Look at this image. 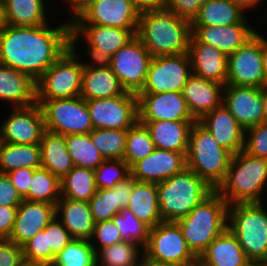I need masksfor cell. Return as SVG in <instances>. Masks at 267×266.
Instances as JSON below:
<instances>
[{
    "mask_svg": "<svg viewBox=\"0 0 267 266\" xmlns=\"http://www.w3.org/2000/svg\"><path fill=\"white\" fill-rule=\"evenodd\" d=\"M4 25L0 29V64L37 81L71 46V24L56 28Z\"/></svg>",
    "mask_w": 267,
    "mask_h": 266,
    "instance_id": "cell-1",
    "label": "cell"
},
{
    "mask_svg": "<svg viewBox=\"0 0 267 266\" xmlns=\"http://www.w3.org/2000/svg\"><path fill=\"white\" fill-rule=\"evenodd\" d=\"M136 36L153 57L188 53L191 21L166 8L140 13Z\"/></svg>",
    "mask_w": 267,
    "mask_h": 266,
    "instance_id": "cell-2",
    "label": "cell"
},
{
    "mask_svg": "<svg viewBox=\"0 0 267 266\" xmlns=\"http://www.w3.org/2000/svg\"><path fill=\"white\" fill-rule=\"evenodd\" d=\"M228 207L229 204L214 190L186 217L176 221L196 256H200L228 228Z\"/></svg>",
    "mask_w": 267,
    "mask_h": 266,
    "instance_id": "cell-3",
    "label": "cell"
},
{
    "mask_svg": "<svg viewBox=\"0 0 267 266\" xmlns=\"http://www.w3.org/2000/svg\"><path fill=\"white\" fill-rule=\"evenodd\" d=\"M267 182V159L244 150L233 155L224 181L216 191L229 204L262 203L261 193Z\"/></svg>",
    "mask_w": 267,
    "mask_h": 266,
    "instance_id": "cell-4",
    "label": "cell"
},
{
    "mask_svg": "<svg viewBox=\"0 0 267 266\" xmlns=\"http://www.w3.org/2000/svg\"><path fill=\"white\" fill-rule=\"evenodd\" d=\"M159 212L162 221L176 222L186 217L212 189L189 168L157 183Z\"/></svg>",
    "mask_w": 267,
    "mask_h": 266,
    "instance_id": "cell-5",
    "label": "cell"
},
{
    "mask_svg": "<svg viewBox=\"0 0 267 266\" xmlns=\"http://www.w3.org/2000/svg\"><path fill=\"white\" fill-rule=\"evenodd\" d=\"M232 157L233 154L219 146L206 127L199 121L193 123L186 154L187 168L216 190L225 179Z\"/></svg>",
    "mask_w": 267,
    "mask_h": 266,
    "instance_id": "cell-6",
    "label": "cell"
},
{
    "mask_svg": "<svg viewBox=\"0 0 267 266\" xmlns=\"http://www.w3.org/2000/svg\"><path fill=\"white\" fill-rule=\"evenodd\" d=\"M228 228L237 237L247 259L267 258V212L262 203H236L228 207Z\"/></svg>",
    "mask_w": 267,
    "mask_h": 266,
    "instance_id": "cell-7",
    "label": "cell"
},
{
    "mask_svg": "<svg viewBox=\"0 0 267 266\" xmlns=\"http://www.w3.org/2000/svg\"><path fill=\"white\" fill-rule=\"evenodd\" d=\"M76 46H70L36 81V100L78 97L84 72Z\"/></svg>",
    "mask_w": 267,
    "mask_h": 266,
    "instance_id": "cell-8",
    "label": "cell"
},
{
    "mask_svg": "<svg viewBox=\"0 0 267 266\" xmlns=\"http://www.w3.org/2000/svg\"><path fill=\"white\" fill-rule=\"evenodd\" d=\"M36 101L43 112L46 130L66 136L87 134L94 129L86 100L81 96Z\"/></svg>",
    "mask_w": 267,
    "mask_h": 266,
    "instance_id": "cell-9",
    "label": "cell"
},
{
    "mask_svg": "<svg viewBox=\"0 0 267 266\" xmlns=\"http://www.w3.org/2000/svg\"><path fill=\"white\" fill-rule=\"evenodd\" d=\"M152 58L141 40L135 36L106 63L118 77L122 88L138 95L145 85Z\"/></svg>",
    "mask_w": 267,
    "mask_h": 266,
    "instance_id": "cell-10",
    "label": "cell"
},
{
    "mask_svg": "<svg viewBox=\"0 0 267 266\" xmlns=\"http://www.w3.org/2000/svg\"><path fill=\"white\" fill-rule=\"evenodd\" d=\"M143 251L149 258L172 266L196 257L176 222L162 221L151 228Z\"/></svg>",
    "mask_w": 267,
    "mask_h": 266,
    "instance_id": "cell-11",
    "label": "cell"
},
{
    "mask_svg": "<svg viewBox=\"0 0 267 266\" xmlns=\"http://www.w3.org/2000/svg\"><path fill=\"white\" fill-rule=\"evenodd\" d=\"M226 84L260 88L266 81L262 56V36L256 33L228 56Z\"/></svg>",
    "mask_w": 267,
    "mask_h": 266,
    "instance_id": "cell-12",
    "label": "cell"
},
{
    "mask_svg": "<svg viewBox=\"0 0 267 266\" xmlns=\"http://www.w3.org/2000/svg\"><path fill=\"white\" fill-rule=\"evenodd\" d=\"M94 129H129L138 121V96L122 95L86 100Z\"/></svg>",
    "mask_w": 267,
    "mask_h": 266,
    "instance_id": "cell-13",
    "label": "cell"
},
{
    "mask_svg": "<svg viewBox=\"0 0 267 266\" xmlns=\"http://www.w3.org/2000/svg\"><path fill=\"white\" fill-rule=\"evenodd\" d=\"M136 34L137 29H119L93 24H71V45L75 46L80 35L85 37L87 44H89L86 53L91 55L93 62L106 63Z\"/></svg>",
    "mask_w": 267,
    "mask_h": 266,
    "instance_id": "cell-14",
    "label": "cell"
},
{
    "mask_svg": "<svg viewBox=\"0 0 267 266\" xmlns=\"http://www.w3.org/2000/svg\"><path fill=\"white\" fill-rule=\"evenodd\" d=\"M192 74L188 53L153 57L140 93L182 92Z\"/></svg>",
    "mask_w": 267,
    "mask_h": 266,
    "instance_id": "cell-15",
    "label": "cell"
},
{
    "mask_svg": "<svg viewBox=\"0 0 267 266\" xmlns=\"http://www.w3.org/2000/svg\"><path fill=\"white\" fill-rule=\"evenodd\" d=\"M0 127V141L12 144H38L46 130L43 112L36 102L17 107Z\"/></svg>",
    "mask_w": 267,
    "mask_h": 266,
    "instance_id": "cell-16",
    "label": "cell"
},
{
    "mask_svg": "<svg viewBox=\"0 0 267 266\" xmlns=\"http://www.w3.org/2000/svg\"><path fill=\"white\" fill-rule=\"evenodd\" d=\"M140 13L131 0H97L71 24L138 29Z\"/></svg>",
    "mask_w": 267,
    "mask_h": 266,
    "instance_id": "cell-17",
    "label": "cell"
},
{
    "mask_svg": "<svg viewBox=\"0 0 267 266\" xmlns=\"http://www.w3.org/2000/svg\"><path fill=\"white\" fill-rule=\"evenodd\" d=\"M138 121L196 120L182 92L139 93Z\"/></svg>",
    "mask_w": 267,
    "mask_h": 266,
    "instance_id": "cell-18",
    "label": "cell"
},
{
    "mask_svg": "<svg viewBox=\"0 0 267 266\" xmlns=\"http://www.w3.org/2000/svg\"><path fill=\"white\" fill-rule=\"evenodd\" d=\"M223 94V104L245 130L265 122L260 88L226 84Z\"/></svg>",
    "mask_w": 267,
    "mask_h": 266,
    "instance_id": "cell-19",
    "label": "cell"
},
{
    "mask_svg": "<svg viewBox=\"0 0 267 266\" xmlns=\"http://www.w3.org/2000/svg\"><path fill=\"white\" fill-rule=\"evenodd\" d=\"M186 154L155 148L130 167V175L138 182H163L187 167Z\"/></svg>",
    "mask_w": 267,
    "mask_h": 266,
    "instance_id": "cell-20",
    "label": "cell"
},
{
    "mask_svg": "<svg viewBox=\"0 0 267 266\" xmlns=\"http://www.w3.org/2000/svg\"><path fill=\"white\" fill-rule=\"evenodd\" d=\"M250 27L246 18L227 26H192V35L201 43L221 50L225 55L233 54L257 32Z\"/></svg>",
    "mask_w": 267,
    "mask_h": 266,
    "instance_id": "cell-21",
    "label": "cell"
},
{
    "mask_svg": "<svg viewBox=\"0 0 267 266\" xmlns=\"http://www.w3.org/2000/svg\"><path fill=\"white\" fill-rule=\"evenodd\" d=\"M199 122L208 129L219 146L233 155L244 150L247 133L224 104L205 114Z\"/></svg>",
    "mask_w": 267,
    "mask_h": 266,
    "instance_id": "cell-22",
    "label": "cell"
},
{
    "mask_svg": "<svg viewBox=\"0 0 267 266\" xmlns=\"http://www.w3.org/2000/svg\"><path fill=\"white\" fill-rule=\"evenodd\" d=\"M55 205L24 200L17 207L16 219L9 240L22 246L42 231L56 216Z\"/></svg>",
    "mask_w": 267,
    "mask_h": 266,
    "instance_id": "cell-23",
    "label": "cell"
},
{
    "mask_svg": "<svg viewBox=\"0 0 267 266\" xmlns=\"http://www.w3.org/2000/svg\"><path fill=\"white\" fill-rule=\"evenodd\" d=\"M224 84L191 74L182 89V95L192 116L199 121L205 114L223 104Z\"/></svg>",
    "mask_w": 267,
    "mask_h": 266,
    "instance_id": "cell-24",
    "label": "cell"
},
{
    "mask_svg": "<svg viewBox=\"0 0 267 266\" xmlns=\"http://www.w3.org/2000/svg\"><path fill=\"white\" fill-rule=\"evenodd\" d=\"M188 54L193 74L226 85L228 56L221 50L199 42L192 35Z\"/></svg>",
    "mask_w": 267,
    "mask_h": 266,
    "instance_id": "cell-25",
    "label": "cell"
},
{
    "mask_svg": "<svg viewBox=\"0 0 267 266\" xmlns=\"http://www.w3.org/2000/svg\"><path fill=\"white\" fill-rule=\"evenodd\" d=\"M124 92L118 77L107 63H84L80 96L85 100L111 98Z\"/></svg>",
    "mask_w": 267,
    "mask_h": 266,
    "instance_id": "cell-26",
    "label": "cell"
},
{
    "mask_svg": "<svg viewBox=\"0 0 267 266\" xmlns=\"http://www.w3.org/2000/svg\"><path fill=\"white\" fill-rule=\"evenodd\" d=\"M133 189V177L130 175L111 189H97L88 201L94 223L111 220L122 210H126Z\"/></svg>",
    "mask_w": 267,
    "mask_h": 266,
    "instance_id": "cell-27",
    "label": "cell"
},
{
    "mask_svg": "<svg viewBox=\"0 0 267 266\" xmlns=\"http://www.w3.org/2000/svg\"><path fill=\"white\" fill-rule=\"evenodd\" d=\"M197 120L139 121L148 129L155 148L187 153L189 134Z\"/></svg>",
    "mask_w": 267,
    "mask_h": 266,
    "instance_id": "cell-28",
    "label": "cell"
},
{
    "mask_svg": "<svg viewBox=\"0 0 267 266\" xmlns=\"http://www.w3.org/2000/svg\"><path fill=\"white\" fill-rule=\"evenodd\" d=\"M55 213L72 239L91 241L94 233V220L88 202L61 197L55 205ZM61 211V212H60Z\"/></svg>",
    "mask_w": 267,
    "mask_h": 266,
    "instance_id": "cell-29",
    "label": "cell"
},
{
    "mask_svg": "<svg viewBox=\"0 0 267 266\" xmlns=\"http://www.w3.org/2000/svg\"><path fill=\"white\" fill-rule=\"evenodd\" d=\"M27 107L36 103V81L29 75L0 64V100Z\"/></svg>",
    "mask_w": 267,
    "mask_h": 266,
    "instance_id": "cell-30",
    "label": "cell"
},
{
    "mask_svg": "<svg viewBox=\"0 0 267 266\" xmlns=\"http://www.w3.org/2000/svg\"><path fill=\"white\" fill-rule=\"evenodd\" d=\"M200 257L205 266H245L250 262L229 228L215 238Z\"/></svg>",
    "mask_w": 267,
    "mask_h": 266,
    "instance_id": "cell-31",
    "label": "cell"
},
{
    "mask_svg": "<svg viewBox=\"0 0 267 266\" xmlns=\"http://www.w3.org/2000/svg\"><path fill=\"white\" fill-rule=\"evenodd\" d=\"M41 150V167L62 179L74 167L67 151L65 136L45 130L39 143Z\"/></svg>",
    "mask_w": 267,
    "mask_h": 266,
    "instance_id": "cell-32",
    "label": "cell"
},
{
    "mask_svg": "<svg viewBox=\"0 0 267 266\" xmlns=\"http://www.w3.org/2000/svg\"><path fill=\"white\" fill-rule=\"evenodd\" d=\"M127 210L150 229L162 222L157 183L138 182L133 178V189Z\"/></svg>",
    "mask_w": 267,
    "mask_h": 266,
    "instance_id": "cell-33",
    "label": "cell"
},
{
    "mask_svg": "<svg viewBox=\"0 0 267 266\" xmlns=\"http://www.w3.org/2000/svg\"><path fill=\"white\" fill-rule=\"evenodd\" d=\"M244 9L228 0H204L192 26H227L241 23Z\"/></svg>",
    "mask_w": 267,
    "mask_h": 266,
    "instance_id": "cell-34",
    "label": "cell"
},
{
    "mask_svg": "<svg viewBox=\"0 0 267 266\" xmlns=\"http://www.w3.org/2000/svg\"><path fill=\"white\" fill-rule=\"evenodd\" d=\"M4 23L12 26L47 24L43 0H2Z\"/></svg>",
    "mask_w": 267,
    "mask_h": 266,
    "instance_id": "cell-35",
    "label": "cell"
},
{
    "mask_svg": "<svg viewBox=\"0 0 267 266\" xmlns=\"http://www.w3.org/2000/svg\"><path fill=\"white\" fill-rule=\"evenodd\" d=\"M41 167V150L38 144H12L0 141V172L9 173L19 168Z\"/></svg>",
    "mask_w": 267,
    "mask_h": 266,
    "instance_id": "cell-36",
    "label": "cell"
},
{
    "mask_svg": "<svg viewBox=\"0 0 267 266\" xmlns=\"http://www.w3.org/2000/svg\"><path fill=\"white\" fill-rule=\"evenodd\" d=\"M97 192L95 170L74 166L61 179V197L88 202Z\"/></svg>",
    "mask_w": 267,
    "mask_h": 266,
    "instance_id": "cell-37",
    "label": "cell"
},
{
    "mask_svg": "<svg viewBox=\"0 0 267 266\" xmlns=\"http://www.w3.org/2000/svg\"><path fill=\"white\" fill-rule=\"evenodd\" d=\"M60 198L61 179L48 169L42 167L35 169L29 193L24 200L56 205Z\"/></svg>",
    "mask_w": 267,
    "mask_h": 266,
    "instance_id": "cell-38",
    "label": "cell"
},
{
    "mask_svg": "<svg viewBox=\"0 0 267 266\" xmlns=\"http://www.w3.org/2000/svg\"><path fill=\"white\" fill-rule=\"evenodd\" d=\"M65 141L74 166L95 170L105 160L93 145L90 133L69 134L65 136Z\"/></svg>",
    "mask_w": 267,
    "mask_h": 266,
    "instance_id": "cell-39",
    "label": "cell"
},
{
    "mask_svg": "<svg viewBox=\"0 0 267 266\" xmlns=\"http://www.w3.org/2000/svg\"><path fill=\"white\" fill-rule=\"evenodd\" d=\"M90 137L93 145L105 160H123L126 150L127 129H93L90 132Z\"/></svg>",
    "mask_w": 267,
    "mask_h": 266,
    "instance_id": "cell-40",
    "label": "cell"
},
{
    "mask_svg": "<svg viewBox=\"0 0 267 266\" xmlns=\"http://www.w3.org/2000/svg\"><path fill=\"white\" fill-rule=\"evenodd\" d=\"M94 245L91 241L72 239L50 266H96L95 253L99 249Z\"/></svg>",
    "mask_w": 267,
    "mask_h": 266,
    "instance_id": "cell-41",
    "label": "cell"
},
{
    "mask_svg": "<svg viewBox=\"0 0 267 266\" xmlns=\"http://www.w3.org/2000/svg\"><path fill=\"white\" fill-rule=\"evenodd\" d=\"M139 246L135 242L121 241L104 247L95 253L96 266H138Z\"/></svg>",
    "mask_w": 267,
    "mask_h": 266,
    "instance_id": "cell-42",
    "label": "cell"
},
{
    "mask_svg": "<svg viewBox=\"0 0 267 266\" xmlns=\"http://www.w3.org/2000/svg\"><path fill=\"white\" fill-rule=\"evenodd\" d=\"M126 150L123 160L131 167L135 162L144 159L154 150V142L146 126L137 121L127 129Z\"/></svg>",
    "mask_w": 267,
    "mask_h": 266,
    "instance_id": "cell-43",
    "label": "cell"
},
{
    "mask_svg": "<svg viewBox=\"0 0 267 266\" xmlns=\"http://www.w3.org/2000/svg\"><path fill=\"white\" fill-rule=\"evenodd\" d=\"M112 220L118 227L123 241H130L139 244L142 249L147 245L150 228L141 222L129 210H122Z\"/></svg>",
    "mask_w": 267,
    "mask_h": 266,
    "instance_id": "cell-44",
    "label": "cell"
},
{
    "mask_svg": "<svg viewBox=\"0 0 267 266\" xmlns=\"http://www.w3.org/2000/svg\"><path fill=\"white\" fill-rule=\"evenodd\" d=\"M130 176V167L120 159L104 160L95 169L97 189H111Z\"/></svg>",
    "mask_w": 267,
    "mask_h": 266,
    "instance_id": "cell-45",
    "label": "cell"
},
{
    "mask_svg": "<svg viewBox=\"0 0 267 266\" xmlns=\"http://www.w3.org/2000/svg\"><path fill=\"white\" fill-rule=\"evenodd\" d=\"M26 265H51V249H47L46 234L38 232L22 246Z\"/></svg>",
    "mask_w": 267,
    "mask_h": 266,
    "instance_id": "cell-46",
    "label": "cell"
},
{
    "mask_svg": "<svg viewBox=\"0 0 267 266\" xmlns=\"http://www.w3.org/2000/svg\"><path fill=\"white\" fill-rule=\"evenodd\" d=\"M46 234L47 249H51V264L55 256L72 240L69 231L55 216L42 230Z\"/></svg>",
    "mask_w": 267,
    "mask_h": 266,
    "instance_id": "cell-47",
    "label": "cell"
},
{
    "mask_svg": "<svg viewBox=\"0 0 267 266\" xmlns=\"http://www.w3.org/2000/svg\"><path fill=\"white\" fill-rule=\"evenodd\" d=\"M245 132L250 135L244 142V151L249 155L267 159V122L251 127Z\"/></svg>",
    "mask_w": 267,
    "mask_h": 266,
    "instance_id": "cell-48",
    "label": "cell"
},
{
    "mask_svg": "<svg viewBox=\"0 0 267 266\" xmlns=\"http://www.w3.org/2000/svg\"><path fill=\"white\" fill-rule=\"evenodd\" d=\"M93 236L100 243L99 249L123 241L121 233L112 219L95 223Z\"/></svg>",
    "mask_w": 267,
    "mask_h": 266,
    "instance_id": "cell-49",
    "label": "cell"
},
{
    "mask_svg": "<svg viewBox=\"0 0 267 266\" xmlns=\"http://www.w3.org/2000/svg\"><path fill=\"white\" fill-rule=\"evenodd\" d=\"M22 247L8 238H0V266H25Z\"/></svg>",
    "mask_w": 267,
    "mask_h": 266,
    "instance_id": "cell-50",
    "label": "cell"
},
{
    "mask_svg": "<svg viewBox=\"0 0 267 266\" xmlns=\"http://www.w3.org/2000/svg\"><path fill=\"white\" fill-rule=\"evenodd\" d=\"M204 0H167L165 8L178 17L193 21Z\"/></svg>",
    "mask_w": 267,
    "mask_h": 266,
    "instance_id": "cell-51",
    "label": "cell"
},
{
    "mask_svg": "<svg viewBox=\"0 0 267 266\" xmlns=\"http://www.w3.org/2000/svg\"><path fill=\"white\" fill-rule=\"evenodd\" d=\"M22 201L9 176L0 172V206L18 207Z\"/></svg>",
    "mask_w": 267,
    "mask_h": 266,
    "instance_id": "cell-52",
    "label": "cell"
},
{
    "mask_svg": "<svg viewBox=\"0 0 267 266\" xmlns=\"http://www.w3.org/2000/svg\"><path fill=\"white\" fill-rule=\"evenodd\" d=\"M34 170L33 168H19L7 173L22 199L29 193Z\"/></svg>",
    "mask_w": 267,
    "mask_h": 266,
    "instance_id": "cell-53",
    "label": "cell"
},
{
    "mask_svg": "<svg viewBox=\"0 0 267 266\" xmlns=\"http://www.w3.org/2000/svg\"><path fill=\"white\" fill-rule=\"evenodd\" d=\"M17 207L0 206V238H9L12 233Z\"/></svg>",
    "mask_w": 267,
    "mask_h": 266,
    "instance_id": "cell-54",
    "label": "cell"
},
{
    "mask_svg": "<svg viewBox=\"0 0 267 266\" xmlns=\"http://www.w3.org/2000/svg\"><path fill=\"white\" fill-rule=\"evenodd\" d=\"M72 7L70 11H73L74 16L68 22L71 24L78 17H80L83 12L88 9L97 0H64ZM74 17V18H73Z\"/></svg>",
    "mask_w": 267,
    "mask_h": 266,
    "instance_id": "cell-55",
    "label": "cell"
},
{
    "mask_svg": "<svg viewBox=\"0 0 267 266\" xmlns=\"http://www.w3.org/2000/svg\"><path fill=\"white\" fill-rule=\"evenodd\" d=\"M140 12L145 10L165 8L167 0H131Z\"/></svg>",
    "mask_w": 267,
    "mask_h": 266,
    "instance_id": "cell-56",
    "label": "cell"
},
{
    "mask_svg": "<svg viewBox=\"0 0 267 266\" xmlns=\"http://www.w3.org/2000/svg\"><path fill=\"white\" fill-rule=\"evenodd\" d=\"M140 257L141 258L139 260L138 266H172V265L160 262V261L153 260L149 258L148 256H146L144 253Z\"/></svg>",
    "mask_w": 267,
    "mask_h": 266,
    "instance_id": "cell-57",
    "label": "cell"
},
{
    "mask_svg": "<svg viewBox=\"0 0 267 266\" xmlns=\"http://www.w3.org/2000/svg\"><path fill=\"white\" fill-rule=\"evenodd\" d=\"M229 2L235 3L237 5H240L244 10H247L249 8L252 9L255 8L254 6H257L262 0H228Z\"/></svg>",
    "mask_w": 267,
    "mask_h": 266,
    "instance_id": "cell-58",
    "label": "cell"
},
{
    "mask_svg": "<svg viewBox=\"0 0 267 266\" xmlns=\"http://www.w3.org/2000/svg\"><path fill=\"white\" fill-rule=\"evenodd\" d=\"M260 90L264 104L265 122H267V81L260 87Z\"/></svg>",
    "mask_w": 267,
    "mask_h": 266,
    "instance_id": "cell-59",
    "label": "cell"
},
{
    "mask_svg": "<svg viewBox=\"0 0 267 266\" xmlns=\"http://www.w3.org/2000/svg\"><path fill=\"white\" fill-rule=\"evenodd\" d=\"M176 266H205V265L202 258L200 256H196L192 260L178 264Z\"/></svg>",
    "mask_w": 267,
    "mask_h": 266,
    "instance_id": "cell-60",
    "label": "cell"
},
{
    "mask_svg": "<svg viewBox=\"0 0 267 266\" xmlns=\"http://www.w3.org/2000/svg\"><path fill=\"white\" fill-rule=\"evenodd\" d=\"M262 56H263L264 69H265L266 78H267V39H265L263 36H262Z\"/></svg>",
    "mask_w": 267,
    "mask_h": 266,
    "instance_id": "cell-61",
    "label": "cell"
},
{
    "mask_svg": "<svg viewBox=\"0 0 267 266\" xmlns=\"http://www.w3.org/2000/svg\"><path fill=\"white\" fill-rule=\"evenodd\" d=\"M5 25L4 23V15H3V3L0 0V29Z\"/></svg>",
    "mask_w": 267,
    "mask_h": 266,
    "instance_id": "cell-62",
    "label": "cell"
},
{
    "mask_svg": "<svg viewBox=\"0 0 267 266\" xmlns=\"http://www.w3.org/2000/svg\"><path fill=\"white\" fill-rule=\"evenodd\" d=\"M259 263V266H267V258L265 260H262Z\"/></svg>",
    "mask_w": 267,
    "mask_h": 266,
    "instance_id": "cell-63",
    "label": "cell"
},
{
    "mask_svg": "<svg viewBox=\"0 0 267 266\" xmlns=\"http://www.w3.org/2000/svg\"><path fill=\"white\" fill-rule=\"evenodd\" d=\"M245 266H259V263L258 262H249Z\"/></svg>",
    "mask_w": 267,
    "mask_h": 266,
    "instance_id": "cell-64",
    "label": "cell"
}]
</instances>
